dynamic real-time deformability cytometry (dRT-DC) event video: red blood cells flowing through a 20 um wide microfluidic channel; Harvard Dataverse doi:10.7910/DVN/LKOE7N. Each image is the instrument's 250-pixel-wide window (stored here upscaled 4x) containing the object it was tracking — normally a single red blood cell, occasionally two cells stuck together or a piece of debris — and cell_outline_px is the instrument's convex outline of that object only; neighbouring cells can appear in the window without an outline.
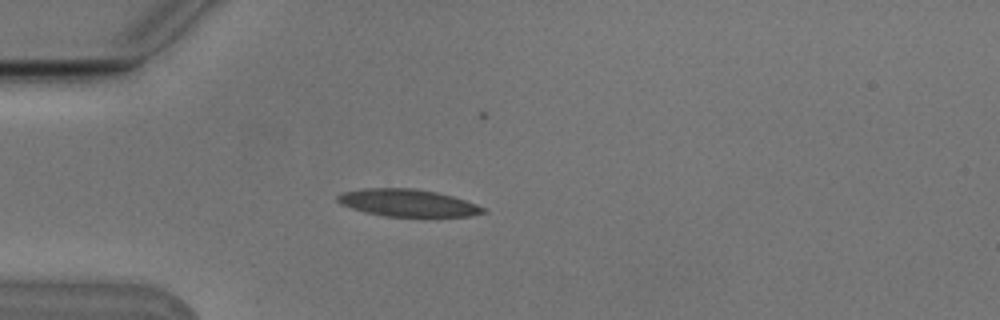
{"species": "Egyptian fruit bat (a non-hibernating species)", "species_latin": "Rousettus aegyptiacus", "temperature_condition": "cold", "stored_images_in_passage": 4, "camera_frame_rate_fps": 3000, "um_per_image_px": 0.085, "animal": {"sex": "male"}, "frame": {"image": 1, "passage_image": 1, "time_ms": 0.0, "image_size_px": [1000, 320], "cell_outline_px": [[488, 212], [472, 216], [384, 216], [364, 212], [340, 204], [336, 200], [336, 196], [344, 192], [364, 188], [412, 188], [436, 192], [452, 196], [476, 204], [484, 208]], "centroid_in_image_um": [34.64, 17.24], "position_along_channel_um": 50.4, "area_um2": 23.0}}